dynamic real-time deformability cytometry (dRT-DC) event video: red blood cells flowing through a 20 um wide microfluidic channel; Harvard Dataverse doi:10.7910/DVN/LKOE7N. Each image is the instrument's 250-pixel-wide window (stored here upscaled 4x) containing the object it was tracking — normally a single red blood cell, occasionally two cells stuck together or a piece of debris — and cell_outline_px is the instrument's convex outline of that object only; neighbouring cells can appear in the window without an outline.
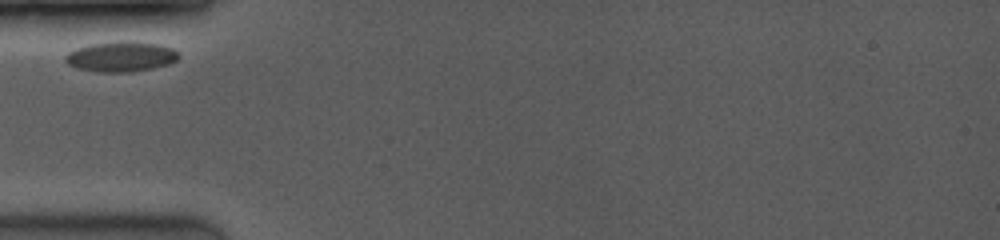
{"species": "common noctule bat (a hibernating species)", "species_latin": "Nyctalus noctula", "temperature_condition": "room temperature", "stored_images_in_passage": 2, "camera_frame_rate_fps": 3500, "um_per_image_px": 0.085, "animal": {"sex": "female", "body_mass_g": 19.0, "forearm_length_mm": 53.3}, "frame": {"image": 1, "passage_image": 1, "time_ms": 0.0, "image_size_px": [1000, 240], "cell_outline_px": [[180, 56], [176, 60], [168, 64], [152, 68], [132, 72], [96, 72], [76, 68], [68, 64], [64, 60], [64, 56], [68, 52], [76, 48], [92, 44], [120, 40], [128, 40], [156, 44], [172, 48]], "centroid_in_image_um": [10.24, 4.81], "position_along_channel_um": 74.8, "area_um2": 20.06}}
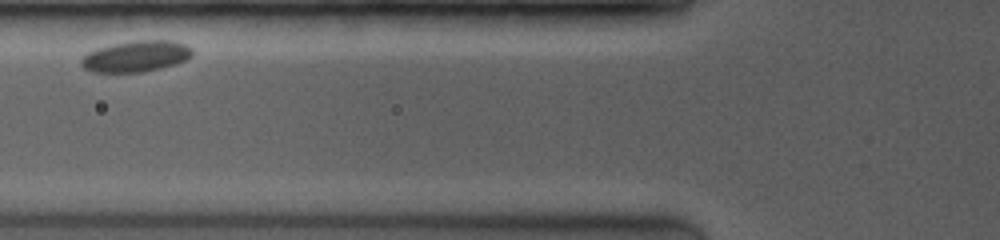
{"frame": {"image": 2, "passage_image": 2, "time_ms": 1.143, "image_size_px": [1000, 240], "cell_outline_px": [[192, 56], [176, 64], [144, 72], [92, 72], [84, 68], [80, 64], [80, 60], [88, 52], [96, 48], [112, 44], [132, 40], [168, 40], [184, 44], [192, 48]], "centroid_in_image_um": [11.53, 4.78], "position_along_channel_um": 114.3, "area_um2": 20.23}}